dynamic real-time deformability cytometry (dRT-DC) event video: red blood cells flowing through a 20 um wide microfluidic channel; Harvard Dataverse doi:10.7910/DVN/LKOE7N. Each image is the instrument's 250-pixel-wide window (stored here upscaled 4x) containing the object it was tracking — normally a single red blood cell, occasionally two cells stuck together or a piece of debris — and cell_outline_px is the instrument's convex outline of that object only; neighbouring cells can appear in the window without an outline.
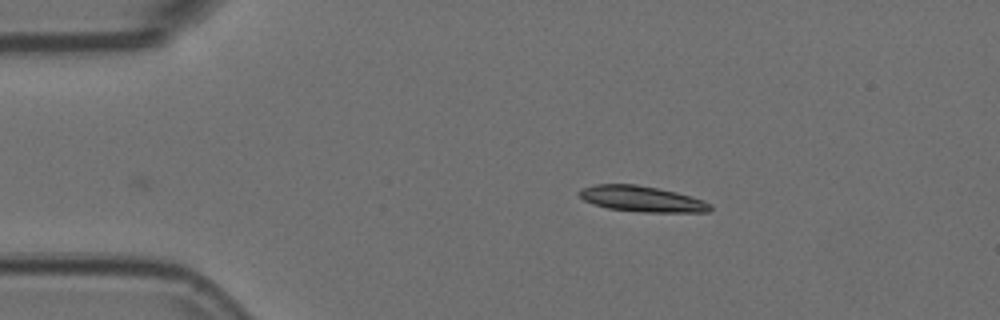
{"species": "Egyptian fruit bat (a non-hibernating species)", "species_latin": "Rousettus aegyptiacus", "temperature_condition": "room temperature", "stored_images_in_passage": 45, "camera_frame_rate_fps": 3000, "um_per_image_px": 0.085, "animal": {"sex": "female"}, "frame": {"image": 1, "passage_image": 1, "time_ms": 0.0, "image_size_px": [1000, 320], "cell_outline_px": [[712, 208], [708, 212], [644, 212], [608, 208], [592, 204], [584, 200], [576, 192], [580, 188], [596, 184], [636, 184], [676, 192], [692, 196], [704, 200], [712, 204]], "centroid_in_image_um": [54.55, 16.9], "position_along_channel_um": 30.5, "area_um2": 19.77}}
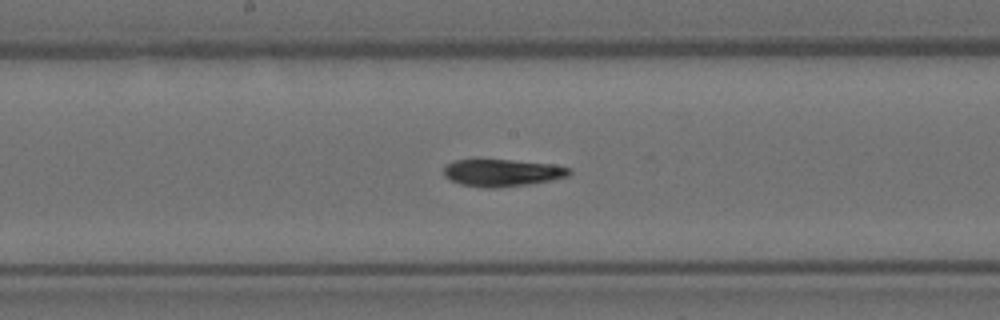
{"frame": {"image": 2, "passage_image": 19, "time_ms": 6.0, "image_size_px": [1000, 320], "cell_outline_px": [[572, 172], [568, 176], [552, 180], [528, 184], [496, 188], [484, 188], [460, 184], [444, 176], [444, 164], [452, 160], [480, 156], [552, 164], [572, 168]], "centroid_in_image_um": [42.62, 14.63], "position_along_channel_um": 205.6, "area_um2": 20.98}}
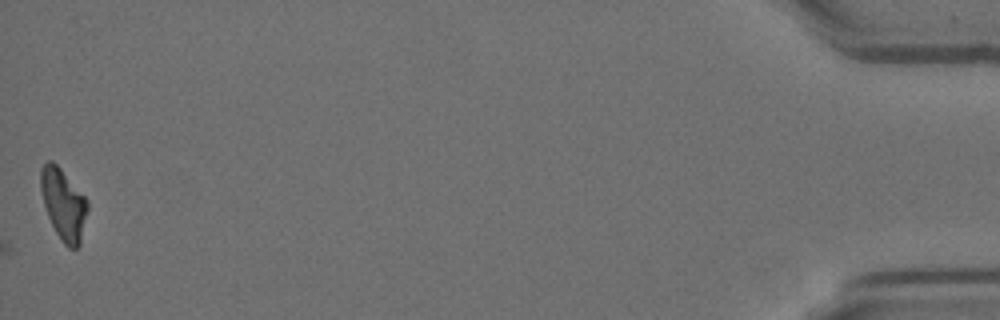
{"frame": {"image": 3, "passage_image": 45, "time_ms": 14.667, "image_size_px": [1000, 320], "cell_outline_px": [[88, 208], [80, 244], [76, 248], [68, 248], [64, 244], [56, 232], [48, 216], [44, 204], [40, 188], [40, 168], [48, 160], [52, 160], [60, 168], [88, 200]], "centroid_in_image_um": [5.39, 17.35], "position_along_channel_um": 429.8, "area_um2": 19.25}, "authors_computed_cell_mechanics": {"area_um2": 19.8832, "velocity_mm_per_s": 3.7179, "shape_relaxation_time_tau1_ms": 5.2643, "shape_relaxation_time_tau2_ms": 2.4018, "deformation_change_tau1": 0.1736, "deformation_change_tau2": 0.089}}